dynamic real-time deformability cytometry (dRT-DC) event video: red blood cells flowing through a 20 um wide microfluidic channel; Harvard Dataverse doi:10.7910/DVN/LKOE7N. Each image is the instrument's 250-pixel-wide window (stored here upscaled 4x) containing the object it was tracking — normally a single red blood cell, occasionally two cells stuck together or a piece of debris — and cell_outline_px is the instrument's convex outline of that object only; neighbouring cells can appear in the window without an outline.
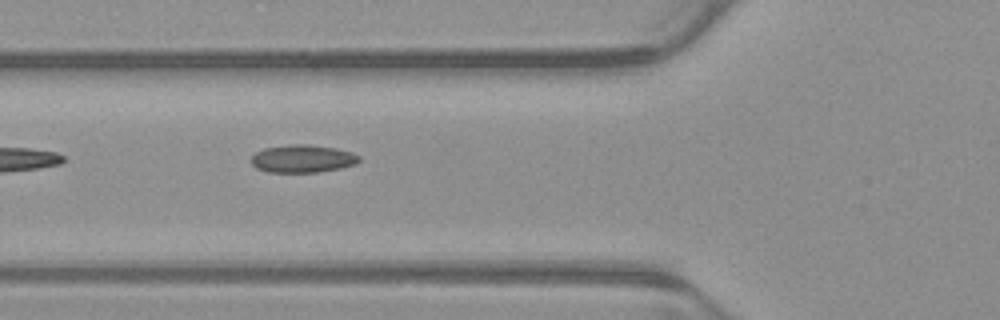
{"species": "common noctule bat (a hibernating species)", "species_latin": "Nyctalus noctula", "temperature_condition": "warm", "stored_images_in_passage": 6, "camera_frame_rate_fps": 3000, "um_per_image_px": 0.085, "animal": {"sex": "male", "body_mass_g": 23.1, "forearm_length_mm": 52.7}, "frame": {"image": 1, "passage_image": 6, "time_ms": 1.667, "image_size_px": [1000, 320], "cell_outline_px": [[360, 160], [356, 164], [340, 168], [316, 172], [268, 172], [256, 168], [252, 164], [252, 156], [256, 152], [264, 148], [292, 144], [308, 144], [336, 148], [352, 152], [360, 156]], "centroid_in_image_um": [25.73, 13.48], "position_along_channel_um": 100.1, "area_um2": 17.46}}